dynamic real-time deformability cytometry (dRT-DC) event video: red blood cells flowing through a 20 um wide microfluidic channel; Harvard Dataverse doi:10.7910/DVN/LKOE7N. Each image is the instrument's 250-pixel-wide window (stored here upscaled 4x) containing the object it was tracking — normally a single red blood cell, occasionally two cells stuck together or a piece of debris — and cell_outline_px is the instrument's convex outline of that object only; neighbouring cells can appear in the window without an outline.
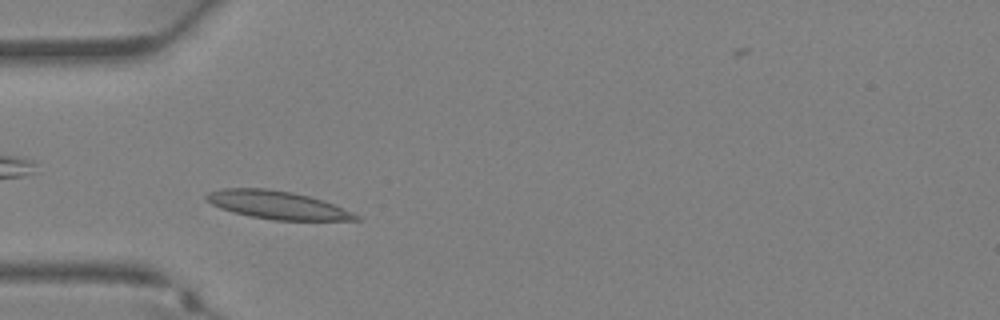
{"species": "Egyptian fruit bat (a non-hibernating species)", "species_latin": "Rousettus aegyptiacus", "temperature_condition": "warm", "stored_images_in_passage": 31, "camera_frame_rate_fps": 3000, "um_per_image_px": 0.085, "animal": {"sex": "female"}, "frame": {"image": 1, "passage_image": 5, "time_ms": 1.333, "image_size_px": [1000, 320], "cell_outline_px": [[364, 220], [272, 220], [232, 212], [220, 208], [212, 204], [204, 196], [208, 192], [220, 188], [268, 188], [292, 192], [324, 200], [352, 212], [360, 216]], "centroid_in_image_um": [23.57, 17.42], "position_along_channel_um": 61.4, "area_um2": 24.45}}
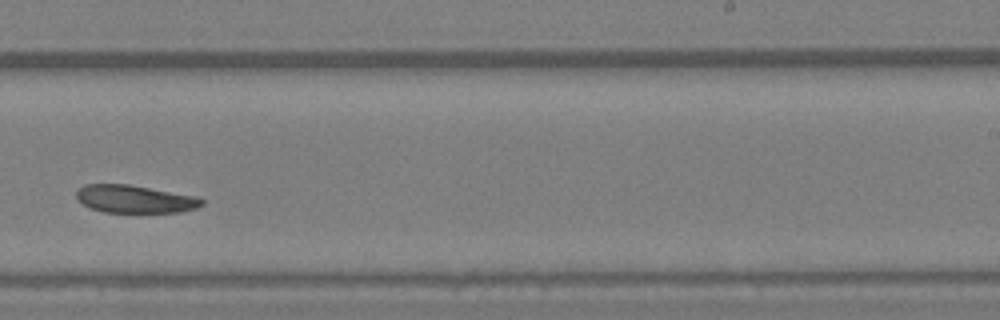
{"frame": {"image": 2, "passage_image": 17, "time_ms": 5.333, "image_size_px": [1000, 320], "cell_outline_px": [[204, 204], [196, 208], [180, 212], [104, 212], [92, 208], [76, 200], [76, 188], [84, 184], [128, 184], [196, 196], [204, 200]], "centroid_in_image_um": [11.43, 16.91], "position_along_channel_um": 277.6, "area_um2": 20.35}}
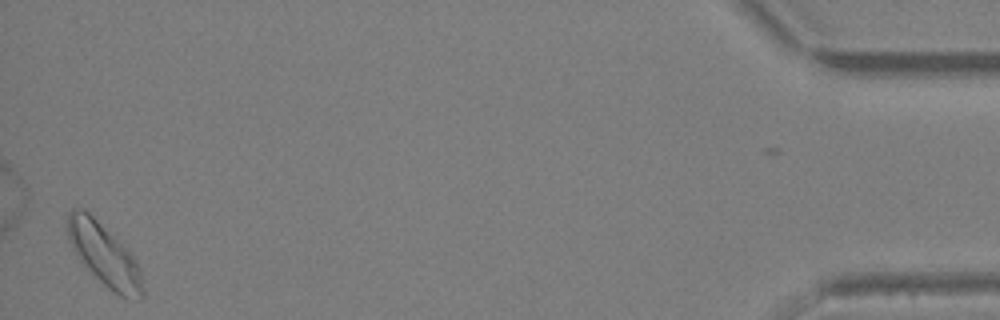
{"frame": {"image": 3, "passage_image": 30, "time_ms": 9.667, "image_size_px": [1000, 320], "cell_outline_px": [[144, 300], [136, 300], [120, 296], [112, 292], [76, 256], [68, 240], [68, 212], [72, 208], [84, 208], [120, 240], [132, 256], [140, 268], [144, 288]], "centroid_in_image_um": [8.89, 21.67], "position_along_channel_um": 426.3, "area_um2": 27.34}}